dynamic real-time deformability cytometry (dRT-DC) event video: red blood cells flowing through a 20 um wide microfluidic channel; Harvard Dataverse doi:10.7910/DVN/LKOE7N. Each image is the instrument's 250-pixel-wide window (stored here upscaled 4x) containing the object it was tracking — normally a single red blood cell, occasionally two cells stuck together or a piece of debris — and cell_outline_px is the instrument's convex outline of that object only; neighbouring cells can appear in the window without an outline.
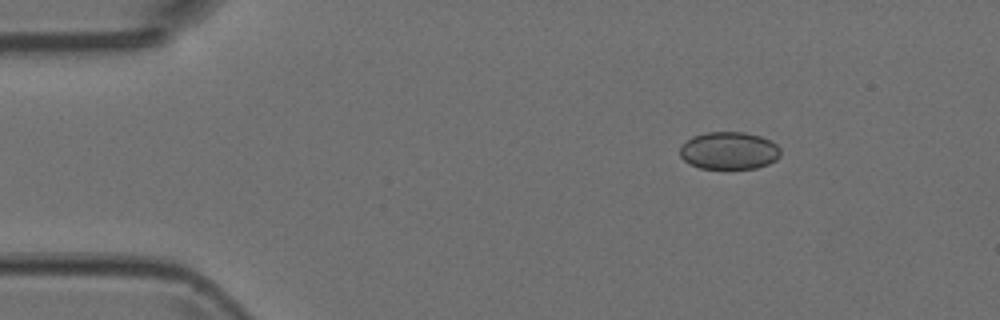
{"species": "Egyptian fruit bat (a non-hibernating species)", "species_latin": "Rousettus aegyptiacus", "temperature_condition": "room temperature", "stored_images_in_passage": 4, "camera_frame_rate_fps": 3000, "um_per_image_px": 0.085, "animal": {"sex": "female"}, "frame": {"image": 1, "passage_image": 2, "time_ms": 0.333, "image_size_px": [1000, 320], "cell_outline_px": [[780, 156], [776, 160], [768, 164], [756, 168], [700, 168], [688, 164], [680, 156], [680, 148], [692, 136], [708, 132], [744, 132], [760, 136], [776, 144], [780, 148]], "centroid_in_image_um": [61.97, 12.81], "position_along_channel_um": 23.0, "area_um2": 21.91}}